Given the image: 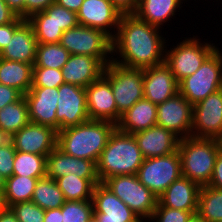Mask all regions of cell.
I'll list each match as a JSON object with an SVG mask.
<instances>
[{
    "mask_svg": "<svg viewBox=\"0 0 222 222\" xmlns=\"http://www.w3.org/2000/svg\"><path fill=\"white\" fill-rule=\"evenodd\" d=\"M160 28L140 20L135 14L121 15L112 38V61L130 68H147L165 61L166 38L159 35ZM165 44V45H164ZM122 58V59H119Z\"/></svg>",
    "mask_w": 222,
    "mask_h": 222,
    "instance_id": "1",
    "label": "cell"
},
{
    "mask_svg": "<svg viewBox=\"0 0 222 222\" xmlns=\"http://www.w3.org/2000/svg\"><path fill=\"white\" fill-rule=\"evenodd\" d=\"M116 125L89 120L57 132V147L65 154L97 163Z\"/></svg>",
    "mask_w": 222,
    "mask_h": 222,
    "instance_id": "2",
    "label": "cell"
},
{
    "mask_svg": "<svg viewBox=\"0 0 222 222\" xmlns=\"http://www.w3.org/2000/svg\"><path fill=\"white\" fill-rule=\"evenodd\" d=\"M143 160L134 135L115 128L96 163L100 183L112 176L137 174Z\"/></svg>",
    "mask_w": 222,
    "mask_h": 222,
    "instance_id": "3",
    "label": "cell"
},
{
    "mask_svg": "<svg viewBox=\"0 0 222 222\" xmlns=\"http://www.w3.org/2000/svg\"><path fill=\"white\" fill-rule=\"evenodd\" d=\"M222 149V141L218 139L181 138L178 152L181 158L182 176L198 183L209 184L218 152Z\"/></svg>",
    "mask_w": 222,
    "mask_h": 222,
    "instance_id": "4",
    "label": "cell"
},
{
    "mask_svg": "<svg viewBox=\"0 0 222 222\" xmlns=\"http://www.w3.org/2000/svg\"><path fill=\"white\" fill-rule=\"evenodd\" d=\"M103 76L110 82L117 111L121 115L144 98L143 69L111 61L105 66Z\"/></svg>",
    "mask_w": 222,
    "mask_h": 222,
    "instance_id": "5",
    "label": "cell"
},
{
    "mask_svg": "<svg viewBox=\"0 0 222 222\" xmlns=\"http://www.w3.org/2000/svg\"><path fill=\"white\" fill-rule=\"evenodd\" d=\"M59 43L70 55L96 57L105 66L112 61V38L102 30L78 24L64 31Z\"/></svg>",
    "mask_w": 222,
    "mask_h": 222,
    "instance_id": "6",
    "label": "cell"
},
{
    "mask_svg": "<svg viewBox=\"0 0 222 222\" xmlns=\"http://www.w3.org/2000/svg\"><path fill=\"white\" fill-rule=\"evenodd\" d=\"M103 184L121 199L139 218L149 220L158 202V197L139 181L137 174L112 176Z\"/></svg>",
    "mask_w": 222,
    "mask_h": 222,
    "instance_id": "7",
    "label": "cell"
},
{
    "mask_svg": "<svg viewBox=\"0 0 222 222\" xmlns=\"http://www.w3.org/2000/svg\"><path fill=\"white\" fill-rule=\"evenodd\" d=\"M222 52L217 48L192 75L179 82V93L194 105L220 89Z\"/></svg>",
    "mask_w": 222,
    "mask_h": 222,
    "instance_id": "8",
    "label": "cell"
},
{
    "mask_svg": "<svg viewBox=\"0 0 222 222\" xmlns=\"http://www.w3.org/2000/svg\"><path fill=\"white\" fill-rule=\"evenodd\" d=\"M213 43H200L199 39L185 38L174 48L165 49V64L171 69L175 79L180 82L194 74L202 63L217 49Z\"/></svg>",
    "mask_w": 222,
    "mask_h": 222,
    "instance_id": "9",
    "label": "cell"
},
{
    "mask_svg": "<svg viewBox=\"0 0 222 222\" xmlns=\"http://www.w3.org/2000/svg\"><path fill=\"white\" fill-rule=\"evenodd\" d=\"M137 176L146 188L159 197L182 176L181 158L178 150L166 156L144 159Z\"/></svg>",
    "mask_w": 222,
    "mask_h": 222,
    "instance_id": "10",
    "label": "cell"
},
{
    "mask_svg": "<svg viewBox=\"0 0 222 222\" xmlns=\"http://www.w3.org/2000/svg\"><path fill=\"white\" fill-rule=\"evenodd\" d=\"M56 131L89 121L86 90L78 85L63 83L58 87Z\"/></svg>",
    "mask_w": 222,
    "mask_h": 222,
    "instance_id": "11",
    "label": "cell"
},
{
    "mask_svg": "<svg viewBox=\"0 0 222 222\" xmlns=\"http://www.w3.org/2000/svg\"><path fill=\"white\" fill-rule=\"evenodd\" d=\"M191 136L222 141V93L220 90L193 105Z\"/></svg>",
    "mask_w": 222,
    "mask_h": 222,
    "instance_id": "12",
    "label": "cell"
},
{
    "mask_svg": "<svg viewBox=\"0 0 222 222\" xmlns=\"http://www.w3.org/2000/svg\"><path fill=\"white\" fill-rule=\"evenodd\" d=\"M193 105L180 93L157 105V125L172 131L176 136H191Z\"/></svg>",
    "mask_w": 222,
    "mask_h": 222,
    "instance_id": "13",
    "label": "cell"
},
{
    "mask_svg": "<svg viewBox=\"0 0 222 222\" xmlns=\"http://www.w3.org/2000/svg\"><path fill=\"white\" fill-rule=\"evenodd\" d=\"M92 203L93 215L98 222H143L103 183L95 185Z\"/></svg>",
    "mask_w": 222,
    "mask_h": 222,
    "instance_id": "14",
    "label": "cell"
},
{
    "mask_svg": "<svg viewBox=\"0 0 222 222\" xmlns=\"http://www.w3.org/2000/svg\"><path fill=\"white\" fill-rule=\"evenodd\" d=\"M85 90L89 119L108 121L116 125L121 114L117 111L110 82L102 75Z\"/></svg>",
    "mask_w": 222,
    "mask_h": 222,
    "instance_id": "15",
    "label": "cell"
},
{
    "mask_svg": "<svg viewBox=\"0 0 222 222\" xmlns=\"http://www.w3.org/2000/svg\"><path fill=\"white\" fill-rule=\"evenodd\" d=\"M16 151L48 156L57 147V131L29 122L10 137Z\"/></svg>",
    "mask_w": 222,
    "mask_h": 222,
    "instance_id": "16",
    "label": "cell"
},
{
    "mask_svg": "<svg viewBox=\"0 0 222 222\" xmlns=\"http://www.w3.org/2000/svg\"><path fill=\"white\" fill-rule=\"evenodd\" d=\"M121 15L110 0H84L77 12V20L78 24L102 30L113 38Z\"/></svg>",
    "mask_w": 222,
    "mask_h": 222,
    "instance_id": "17",
    "label": "cell"
},
{
    "mask_svg": "<svg viewBox=\"0 0 222 222\" xmlns=\"http://www.w3.org/2000/svg\"><path fill=\"white\" fill-rule=\"evenodd\" d=\"M144 98L155 105L179 93V82L164 63L143 69Z\"/></svg>",
    "mask_w": 222,
    "mask_h": 222,
    "instance_id": "18",
    "label": "cell"
},
{
    "mask_svg": "<svg viewBox=\"0 0 222 222\" xmlns=\"http://www.w3.org/2000/svg\"><path fill=\"white\" fill-rule=\"evenodd\" d=\"M58 88L31 87L24 95L30 122L49 126L56 130Z\"/></svg>",
    "mask_w": 222,
    "mask_h": 222,
    "instance_id": "19",
    "label": "cell"
},
{
    "mask_svg": "<svg viewBox=\"0 0 222 222\" xmlns=\"http://www.w3.org/2000/svg\"><path fill=\"white\" fill-rule=\"evenodd\" d=\"M144 159L166 156L178 150L180 138L159 125L133 134Z\"/></svg>",
    "mask_w": 222,
    "mask_h": 222,
    "instance_id": "20",
    "label": "cell"
},
{
    "mask_svg": "<svg viewBox=\"0 0 222 222\" xmlns=\"http://www.w3.org/2000/svg\"><path fill=\"white\" fill-rule=\"evenodd\" d=\"M71 173L80 178H98L94 161L67 155L56 147L47 156L46 176L56 180Z\"/></svg>",
    "mask_w": 222,
    "mask_h": 222,
    "instance_id": "21",
    "label": "cell"
},
{
    "mask_svg": "<svg viewBox=\"0 0 222 222\" xmlns=\"http://www.w3.org/2000/svg\"><path fill=\"white\" fill-rule=\"evenodd\" d=\"M105 65L96 57L71 54L62 67L64 83H70L86 88L100 78Z\"/></svg>",
    "mask_w": 222,
    "mask_h": 222,
    "instance_id": "22",
    "label": "cell"
},
{
    "mask_svg": "<svg viewBox=\"0 0 222 222\" xmlns=\"http://www.w3.org/2000/svg\"><path fill=\"white\" fill-rule=\"evenodd\" d=\"M200 189L198 183L181 176L158 197V202L168 208L197 211Z\"/></svg>",
    "mask_w": 222,
    "mask_h": 222,
    "instance_id": "23",
    "label": "cell"
},
{
    "mask_svg": "<svg viewBox=\"0 0 222 222\" xmlns=\"http://www.w3.org/2000/svg\"><path fill=\"white\" fill-rule=\"evenodd\" d=\"M38 42L27 20L13 33L0 58L34 65Z\"/></svg>",
    "mask_w": 222,
    "mask_h": 222,
    "instance_id": "24",
    "label": "cell"
},
{
    "mask_svg": "<svg viewBox=\"0 0 222 222\" xmlns=\"http://www.w3.org/2000/svg\"><path fill=\"white\" fill-rule=\"evenodd\" d=\"M155 125H157V105L143 98L121 115L116 128L134 134Z\"/></svg>",
    "mask_w": 222,
    "mask_h": 222,
    "instance_id": "25",
    "label": "cell"
},
{
    "mask_svg": "<svg viewBox=\"0 0 222 222\" xmlns=\"http://www.w3.org/2000/svg\"><path fill=\"white\" fill-rule=\"evenodd\" d=\"M184 0H139L135 15L142 21L162 29L169 18L175 16ZM182 3V4H181Z\"/></svg>",
    "mask_w": 222,
    "mask_h": 222,
    "instance_id": "26",
    "label": "cell"
},
{
    "mask_svg": "<svg viewBox=\"0 0 222 222\" xmlns=\"http://www.w3.org/2000/svg\"><path fill=\"white\" fill-rule=\"evenodd\" d=\"M33 65L0 58V84L25 95L32 86Z\"/></svg>",
    "mask_w": 222,
    "mask_h": 222,
    "instance_id": "27",
    "label": "cell"
},
{
    "mask_svg": "<svg viewBox=\"0 0 222 222\" xmlns=\"http://www.w3.org/2000/svg\"><path fill=\"white\" fill-rule=\"evenodd\" d=\"M55 181L66 201L92 200L94 187L100 183L99 178H80L73 173Z\"/></svg>",
    "mask_w": 222,
    "mask_h": 222,
    "instance_id": "28",
    "label": "cell"
},
{
    "mask_svg": "<svg viewBox=\"0 0 222 222\" xmlns=\"http://www.w3.org/2000/svg\"><path fill=\"white\" fill-rule=\"evenodd\" d=\"M29 122L28 106L24 95L0 110V129L9 137Z\"/></svg>",
    "mask_w": 222,
    "mask_h": 222,
    "instance_id": "29",
    "label": "cell"
},
{
    "mask_svg": "<svg viewBox=\"0 0 222 222\" xmlns=\"http://www.w3.org/2000/svg\"><path fill=\"white\" fill-rule=\"evenodd\" d=\"M37 178L12 175L6 178L3 192L6 208L11 205L32 200Z\"/></svg>",
    "mask_w": 222,
    "mask_h": 222,
    "instance_id": "30",
    "label": "cell"
},
{
    "mask_svg": "<svg viewBox=\"0 0 222 222\" xmlns=\"http://www.w3.org/2000/svg\"><path fill=\"white\" fill-rule=\"evenodd\" d=\"M31 201L42 209L49 210L61 207L66 200L56 181L45 176L36 182Z\"/></svg>",
    "mask_w": 222,
    "mask_h": 222,
    "instance_id": "31",
    "label": "cell"
},
{
    "mask_svg": "<svg viewBox=\"0 0 222 222\" xmlns=\"http://www.w3.org/2000/svg\"><path fill=\"white\" fill-rule=\"evenodd\" d=\"M197 214L206 222H222V190L201 186Z\"/></svg>",
    "mask_w": 222,
    "mask_h": 222,
    "instance_id": "32",
    "label": "cell"
},
{
    "mask_svg": "<svg viewBox=\"0 0 222 222\" xmlns=\"http://www.w3.org/2000/svg\"><path fill=\"white\" fill-rule=\"evenodd\" d=\"M46 165V156L16 151L13 175L40 179L46 176Z\"/></svg>",
    "mask_w": 222,
    "mask_h": 222,
    "instance_id": "33",
    "label": "cell"
},
{
    "mask_svg": "<svg viewBox=\"0 0 222 222\" xmlns=\"http://www.w3.org/2000/svg\"><path fill=\"white\" fill-rule=\"evenodd\" d=\"M69 56L70 53L60 43H38L33 67L61 70Z\"/></svg>",
    "mask_w": 222,
    "mask_h": 222,
    "instance_id": "34",
    "label": "cell"
},
{
    "mask_svg": "<svg viewBox=\"0 0 222 222\" xmlns=\"http://www.w3.org/2000/svg\"><path fill=\"white\" fill-rule=\"evenodd\" d=\"M27 22L32 26L38 43H59L63 30L54 23H45V13L31 15Z\"/></svg>",
    "mask_w": 222,
    "mask_h": 222,
    "instance_id": "35",
    "label": "cell"
},
{
    "mask_svg": "<svg viewBox=\"0 0 222 222\" xmlns=\"http://www.w3.org/2000/svg\"><path fill=\"white\" fill-rule=\"evenodd\" d=\"M93 216L92 200L65 201L61 206V222H87Z\"/></svg>",
    "mask_w": 222,
    "mask_h": 222,
    "instance_id": "36",
    "label": "cell"
},
{
    "mask_svg": "<svg viewBox=\"0 0 222 222\" xmlns=\"http://www.w3.org/2000/svg\"><path fill=\"white\" fill-rule=\"evenodd\" d=\"M43 12L45 13V23H54L63 31L78 25L77 13L55 2Z\"/></svg>",
    "mask_w": 222,
    "mask_h": 222,
    "instance_id": "37",
    "label": "cell"
},
{
    "mask_svg": "<svg viewBox=\"0 0 222 222\" xmlns=\"http://www.w3.org/2000/svg\"><path fill=\"white\" fill-rule=\"evenodd\" d=\"M63 83L62 70L56 68L33 67L31 87L58 88Z\"/></svg>",
    "mask_w": 222,
    "mask_h": 222,
    "instance_id": "38",
    "label": "cell"
},
{
    "mask_svg": "<svg viewBox=\"0 0 222 222\" xmlns=\"http://www.w3.org/2000/svg\"><path fill=\"white\" fill-rule=\"evenodd\" d=\"M9 208L19 222H44L45 210L32 201L16 203Z\"/></svg>",
    "mask_w": 222,
    "mask_h": 222,
    "instance_id": "39",
    "label": "cell"
},
{
    "mask_svg": "<svg viewBox=\"0 0 222 222\" xmlns=\"http://www.w3.org/2000/svg\"><path fill=\"white\" fill-rule=\"evenodd\" d=\"M194 213H197V211H183L168 208L157 202L156 209L149 220H156V222H187Z\"/></svg>",
    "mask_w": 222,
    "mask_h": 222,
    "instance_id": "40",
    "label": "cell"
},
{
    "mask_svg": "<svg viewBox=\"0 0 222 222\" xmlns=\"http://www.w3.org/2000/svg\"><path fill=\"white\" fill-rule=\"evenodd\" d=\"M15 154L16 150L10 140L0 146V174L5 178L13 175Z\"/></svg>",
    "mask_w": 222,
    "mask_h": 222,
    "instance_id": "41",
    "label": "cell"
},
{
    "mask_svg": "<svg viewBox=\"0 0 222 222\" xmlns=\"http://www.w3.org/2000/svg\"><path fill=\"white\" fill-rule=\"evenodd\" d=\"M25 21V19L17 17L12 23L0 25V52L8 45V41L13 37V33Z\"/></svg>",
    "mask_w": 222,
    "mask_h": 222,
    "instance_id": "42",
    "label": "cell"
},
{
    "mask_svg": "<svg viewBox=\"0 0 222 222\" xmlns=\"http://www.w3.org/2000/svg\"><path fill=\"white\" fill-rule=\"evenodd\" d=\"M55 0H24V19L31 15L42 12L51 6Z\"/></svg>",
    "mask_w": 222,
    "mask_h": 222,
    "instance_id": "43",
    "label": "cell"
},
{
    "mask_svg": "<svg viewBox=\"0 0 222 222\" xmlns=\"http://www.w3.org/2000/svg\"><path fill=\"white\" fill-rule=\"evenodd\" d=\"M21 96L22 94L17 89L0 84V110L17 101Z\"/></svg>",
    "mask_w": 222,
    "mask_h": 222,
    "instance_id": "44",
    "label": "cell"
},
{
    "mask_svg": "<svg viewBox=\"0 0 222 222\" xmlns=\"http://www.w3.org/2000/svg\"><path fill=\"white\" fill-rule=\"evenodd\" d=\"M114 7L122 14H135L139 0H110Z\"/></svg>",
    "mask_w": 222,
    "mask_h": 222,
    "instance_id": "45",
    "label": "cell"
},
{
    "mask_svg": "<svg viewBox=\"0 0 222 222\" xmlns=\"http://www.w3.org/2000/svg\"><path fill=\"white\" fill-rule=\"evenodd\" d=\"M207 186L222 190V149L218 152L213 175Z\"/></svg>",
    "mask_w": 222,
    "mask_h": 222,
    "instance_id": "46",
    "label": "cell"
},
{
    "mask_svg": "<svg viewBox=\"0 0 222 222\" xmlns=\"http://www.w3.org/2000/svg\"><path fill=\"white\" fill-rule=\"evenodd\" d=\"M18 16L9 8L4 0H0V25L12 23Z\"/></svg>",
    "mask_w": 222,
    "mask_h": 222,
    "instance_id": "47",
    "label": "cell"
},
{
    "mask_svg": "<svg viewBox=\"0 0 222 222\" xmlns=\"http://www.w3.org/2000/svg\"><path fill=\"white\" fill-rule=\"evenodd\" d=\"M4 1L18 17L24 19V0H4Z\"/></svg>",
    "mask_w": 222,
    "mask_h": 222,
    "instance_id": "48",
    "label": "cell"
},
{
    "mask_svg": "<svg viewBox=\"0 0 222 222\" xmlns=\"http://www.w3.org/2000/svg\"><path fill=\"white\" fill-rule=\"evenodd\" d=\"M83 2L84 0H55V3L76 13L80 10Z\"/></svg>",
    "mask_w": 222,
    "mask_h": 222,
    "instance_id": "49",
    "label": "cell"
},
{
    "mask_svg": "<svg viewBox=\"0 0 222 222\" xmlns=\"http://www.w3.org/2000/svg\"><path fill=\"white\" fill-rule=\"evenodd\" d=\"M44 222H61V207L45 210Z\"/></svg>",
    "mask_w": 222,
    "mask_h": 222,
    "instance_id": "50",
    "label": "cell"
},
{
    "mask_svg": "<svg viewBox=\"0 0 222 222\" xmlns=\"http://www.w3.org/2000/svg\"><path fill=\"white\" fill-rule=\"evenodd\" d=\"M0 222H19L10 208L0 211Z\"/></svg>",
    "mask_w": 222,
    "mask_h": 222,
    "instance_id": "51",
    "label": "cell"
},
{
    "mask_svg": "<svg viewBox=\"0 0 222 222\" xmlns=\"http://www.w3.org/2000/svg\"><path fill=\"white\" fill-rule=\"evenodd\" d=\"M187 222H206L202 217H200L197 213L191 215Z\"/></svg>",
    "mask_w": 222,
    "mask_h": 222,
    "instance_id": "52",
    "label": "cell"
},
{
    "mask_svg": "<svg viewBox=\"0 0 222 222\" xmlns=\"http://www.w3.org/2000/svg\"><path fill=\"white\" fill-rule=\"evenodd\" d=\"M10 140V137L7 136L1 129H0V146L4 145L7 141Z\"/></svg>",
    "mask_w": 222,
    "mask_h": 222,
    "instance_id": "53",
    "label": "cell"
},
{
    "mask_svg": "<svg viewBox=\"0 0 222 222\" xmlns=\"http://www.w3.org/2000/svg\"><path fill=\"white\" fill-rule=\"evenodd\" d=\"M6 208L3 192L0 191V211Z\"/></svg>",
    "mask_w": 222,
    "mask_h": 222,
    "instance_id": "54",
    "label": "cell"
},
{
    "mask_svg": "<svg viewBox=\"0 0 222 222\" xmlns=\"http://www.w3.org/2000/svg\"><path fill=\"white\" fill-rule=\"evenodd\" d=\"M6 178L0 174V191L4 192Z\"/></svg>",
    "mask_w": 222,
    "mask_h": 222,
    "instance_id": "55",
    "label": "cell"
},
{
    "mask_svg": "<svg viewBox=\"0 0 222 222\" xmlns=\"http://www.w3.org/2000/svg\"><path fill=\"white\" fill-rule=\"evenodd\" d=\"M87 222H98L95 218V216H91L90 219Z\"/></svg>",
    "mask_w": 222,
    "mask_h": 222,
    "instance_id": "56",
    "label": "cell"
},
{
    "mask_svg": "<svg viewBox=\"0 0 222 222\" xmlns=\"http://www.w3.org/2000/svg\"><path fill=\"white\" fill-rule=\"evenodd\" d=\"M222 93V80H221V83H220V89H219Z\"/></svg>",
    "mask_w": 222,
    "mask_h": 222,
    "instance_id": "57",
    "label": "cell"
}]
</instances>
